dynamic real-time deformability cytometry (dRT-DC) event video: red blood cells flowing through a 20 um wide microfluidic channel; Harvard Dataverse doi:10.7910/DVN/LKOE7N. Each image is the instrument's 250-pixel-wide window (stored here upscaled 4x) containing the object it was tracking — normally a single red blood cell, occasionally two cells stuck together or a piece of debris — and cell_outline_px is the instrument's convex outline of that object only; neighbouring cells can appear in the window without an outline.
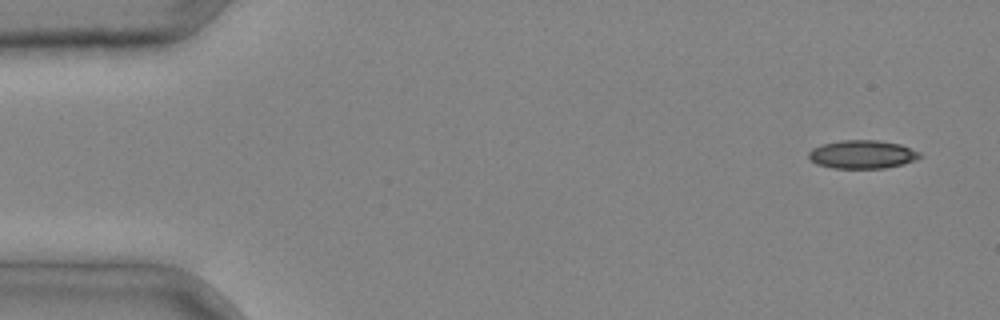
{"species": "common noctule bat (a hibernating species)", "species_latin": "Nyctalus noctula", "temperature_condition": "cold", "stored_images_in_passage": 5, "camera_frame_rate_fps": 3000, "um_per_image_px": 0.085, "animal": {"sex": "male", "body_mass_g": 20.4}, "frame": {"image": 1, "passage_image": 1, "time_ms": 0.0, "image_size_px": [1000, 320], "cell_outline_px": [[920, 156], [916, 160], [904, 164], [884, 168], [832, 168], [816, 164], [808, 156], [808, 152], [812, 148], [820, 144], [840, 140], [880, 140], [900, 144], [920, 152]], "centroid_in_image_um": [73.28, 13.12], "position_along_channel_um": 11.7, "area_um2": 18.5}}